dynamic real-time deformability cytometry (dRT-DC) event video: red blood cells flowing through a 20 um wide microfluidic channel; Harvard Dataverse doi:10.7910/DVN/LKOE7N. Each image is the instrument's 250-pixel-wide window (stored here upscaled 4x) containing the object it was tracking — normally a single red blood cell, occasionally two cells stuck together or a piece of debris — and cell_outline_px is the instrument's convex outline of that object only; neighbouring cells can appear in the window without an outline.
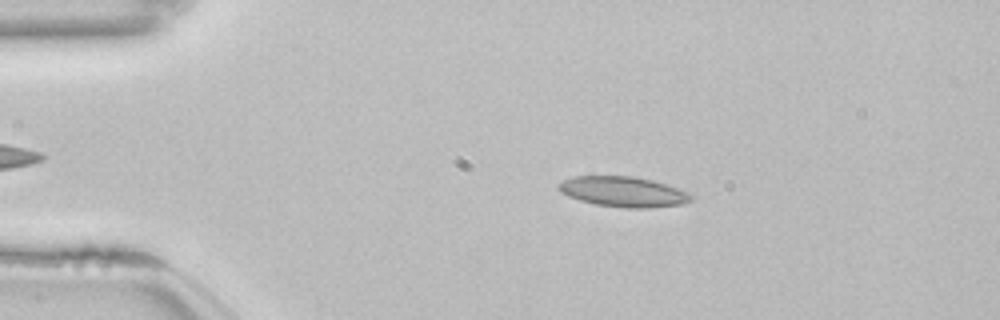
{"species": "common noctule bat (a hibernating species)", "species_latin": "Nyctalus noctula", "temperature_condition": "room temperature", "stored_images_in_passage": 46, "camera_frame_rate_fps": 3000, "um_per_image_px": 0.085, "animal": {"sex": "female", "body_mass_g": 22.7, "forearm_length_mm": 54.2}, "frame": {"image": 1, "passage_image": 10, "time_ms": 3.0, "image_size_px": [1000, 320], "cell_outline_px": [[692, 200], [684, 204], [648, 208], [624, 208], [596, 204], [580, 200], [568, 196], [560, 192], [556, 188], [556, 184], [564, 180], [576, 176], [632, 176], [652, 180], [688, 192], [692, 196]], "centroid_in_image_um": [52.95, 16.3], "position_along_channel_um": 32.1, "area_um2": 23.35}}
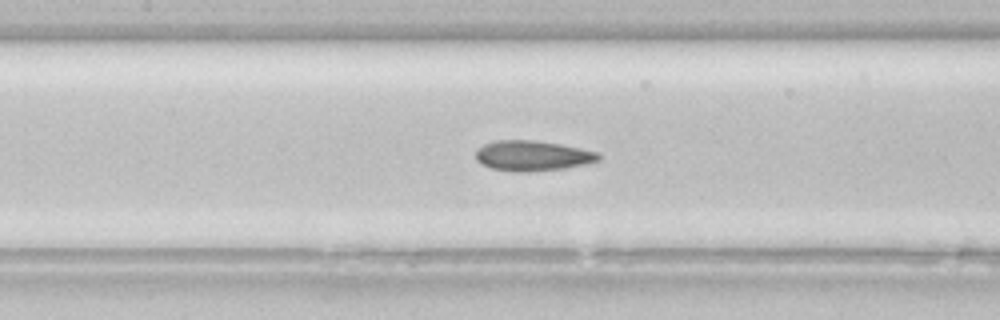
{"frame": {"image": 2, "passage_image": 24, "time_ms": 7.667, "image_size_px": [1000, 320], "cell_outline_px": [[600, 160], [588, 164], [564, 168], [532, 172], [516, 172], [492, 168], [476, 160], [476, 148], [484, 144], [496, 140], [536, 140], [560, 144], [600, 152]], "centroid_in_image_um": [45.29, 13.23], "position_along_channel_um": 162.1, "area_um2": 21.85}}
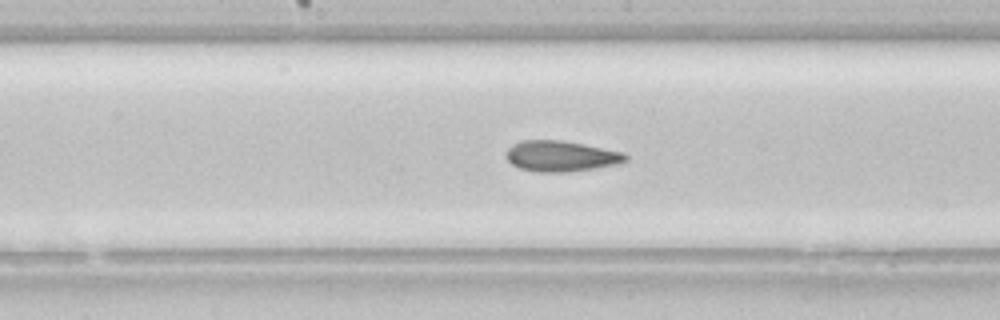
{"frame": {"image": 3, "passage_image": 27, "time_ms": 8.667, "image_size_px": [1000, 320], "cell_outline_px": [[628, 160], [616, 164], [568, 172], [536, 172], [520, 168], [512, 164], [508, 160], [508, 148], [512, 144], [520, 140], [560, 140], [624, 152], [628, 156]], "centroid_in_image_um": [47.68, 13.27], "position_along_channel_um": 200.5, "area_um2": 21.15}, "authors_computed_cell_mechanics": {"area_um2": 21.8195, "velocity_mm_per_s": 3.8369, "shape_relaxation_time_tau1_ms": 7.1026, "shape_relaxation_time_tau2_ms": 3.0186, "deformation_change_tau1": 0.1522, "deformation_change_tau2": 0.0872}}